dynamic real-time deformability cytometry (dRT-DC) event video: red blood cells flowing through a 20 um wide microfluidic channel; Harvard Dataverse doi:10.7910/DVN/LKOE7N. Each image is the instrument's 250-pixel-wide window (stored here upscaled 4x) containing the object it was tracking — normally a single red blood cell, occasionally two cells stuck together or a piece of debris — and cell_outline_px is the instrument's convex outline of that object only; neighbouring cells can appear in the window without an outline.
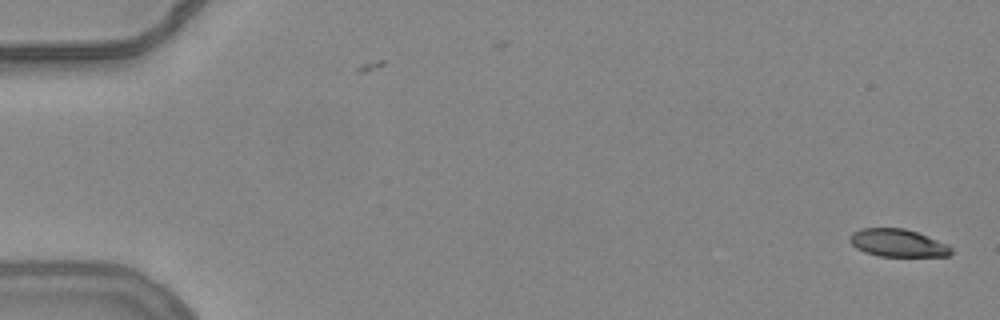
{"species": "common noctule bat (a hibernating species)", "species_latin": "Nyctalus noctula", "temperature_condition": "warm", "stored_images_in_passage": 8, "camera_frame_rate_fps": 3000, "um_per_image_px": 0.085, "animal": {"sex": "female", "body_mass_g": 24.6, "forearm_length_mm": 56.2}, "frame": {"image": 1, "passage_image": 1, "time_ms": 0.0, "image_size_px": [1000, 320], "cell_outline_px": [[952, 252], [948, 256], [880, 256], [864, 252], [856, 248], [848, 240], [848, 236], [852, 232], [860, 228], [904, 228], [916, 232], [948, 244], [952, 248]], "centroid_in_image_um": [76.27, 20.65], "position_along_channel_um": 8.7, "area_um2": 16.42}}